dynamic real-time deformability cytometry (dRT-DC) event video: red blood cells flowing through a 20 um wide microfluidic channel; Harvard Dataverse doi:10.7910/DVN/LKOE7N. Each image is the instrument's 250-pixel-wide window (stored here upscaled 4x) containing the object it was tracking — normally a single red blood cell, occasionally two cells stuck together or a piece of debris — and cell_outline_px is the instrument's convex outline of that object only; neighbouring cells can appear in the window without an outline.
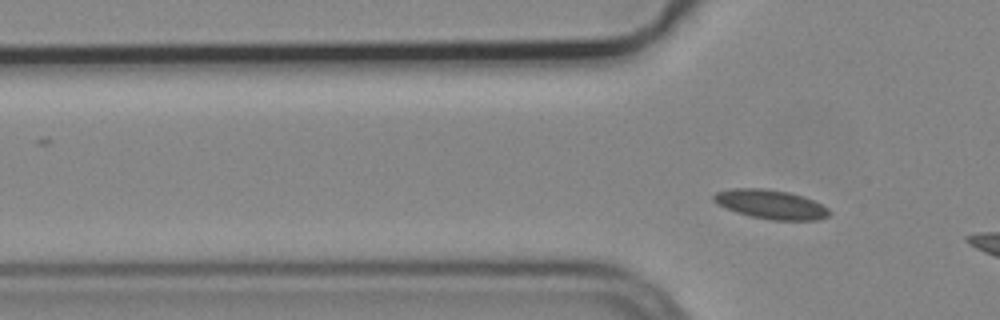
{"species": "common noctule bat (a hibernating species)", "species_latin": "Nyctalus noctula", "temperature_condition": "cold", "stored_images_in_passage": 5, "segment_of_instrument_passage": [2, 2], "camera_frame_rate_fps": 3000, "um_per_image_px": 0.085, "animal": {"sex": "male", "body_mass_g": 19.2, "forearm_length_mm": 51.8}, "frame": {"image": 1, "passage_image": 5, "time_ms": 1.333, "image_size_px": [1000, 320], "cell_outline_px": [[832, 212], [828, 216], [820, 220], [772, 220], [752, 216], [736, 212], [716, 204], [712, 200], [712, 196], [716, 192], [732, 188], [764, 188], [788, 192], [804, 196], [828, 208]], "centroid_in_image_um": [65.51, 17.37], "position_along_channel_um": 60.3, "area_um2": 19.71}}